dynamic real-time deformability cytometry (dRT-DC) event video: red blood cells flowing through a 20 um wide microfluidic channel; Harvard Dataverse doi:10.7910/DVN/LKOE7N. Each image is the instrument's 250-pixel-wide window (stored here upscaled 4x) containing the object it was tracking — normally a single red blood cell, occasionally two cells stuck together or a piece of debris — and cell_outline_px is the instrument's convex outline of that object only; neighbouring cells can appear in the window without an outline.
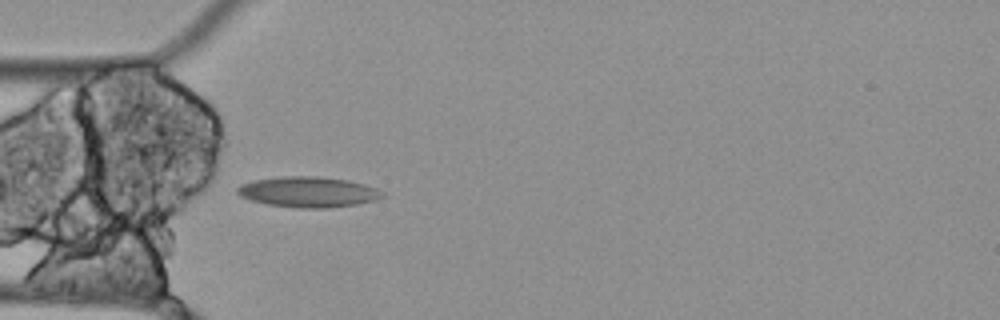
{"species": "Egyptian fruit bat (a non-hibernating species)", "species_latin": "Rousettus aegyptiacus", "temperature_condition": "cold", "stored_images_in_passage": 5, "camera_frame_rate_fps": 3000, "um_per_image_px": 0.085, "animal": {"sex": "female"}, "frame": {"image": 1, "passage_image": 5, "time_ms": 1.333, "image_size_px": [1000, 320], "cell_outline_px": [[388, 196], [376, 200], [356, 204], [328, 208], [300, 208], [268, 204], [252, 200], [240, 196], [236, 192], [236, 188], [240, 184], [252, 180], [280, 176], [316, 176], [348, 180], [364, 184], [376, 188], [384, 192]], "centroid_in_image_um": [26.21, 16.31], "position_along_channel_um": 58.8, "area_um2": 26.01}}